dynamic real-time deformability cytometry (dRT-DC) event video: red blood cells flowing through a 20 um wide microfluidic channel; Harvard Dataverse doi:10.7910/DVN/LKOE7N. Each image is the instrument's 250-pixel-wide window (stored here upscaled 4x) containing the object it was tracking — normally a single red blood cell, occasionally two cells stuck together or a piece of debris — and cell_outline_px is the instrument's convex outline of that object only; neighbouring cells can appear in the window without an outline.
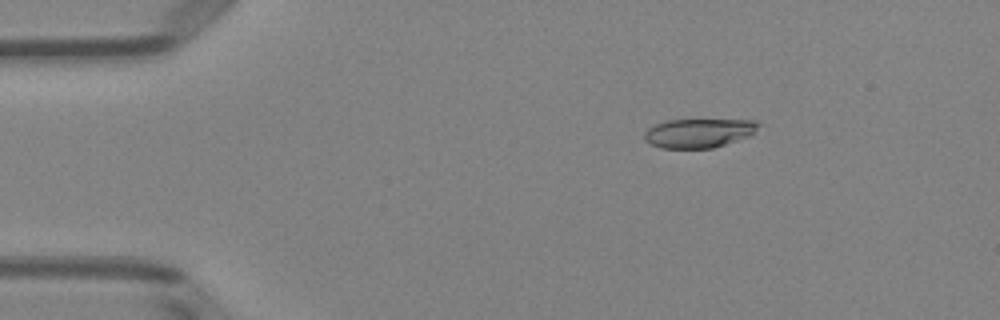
{"species": "Egyptian fruit bat (a non-hibernating species)", "species_latin": "Rousettus aegyptiacus", "temperature_condition": "room temperature", "stored_images_in_passage": 51, "camera_frame_rate_fps": 3000, "um_per_image_px": 0.085, "animal": {"sex": "female"}, "frame": {"image": 1, "passage_image": 8, "time_ms": 2.333, "image_size_px": [1000, 320], "cell_outline_px": [[764, 124], [748, 136], [712, 148], [660, 148], [644, 140], [644, 132], [648, 128], [656, 124], [668, 120], [756, 120]], "centroid_in_image_um": [59.4, 11.3], "position_along_channel_um": 25.6, "area_um2": 19.25}}
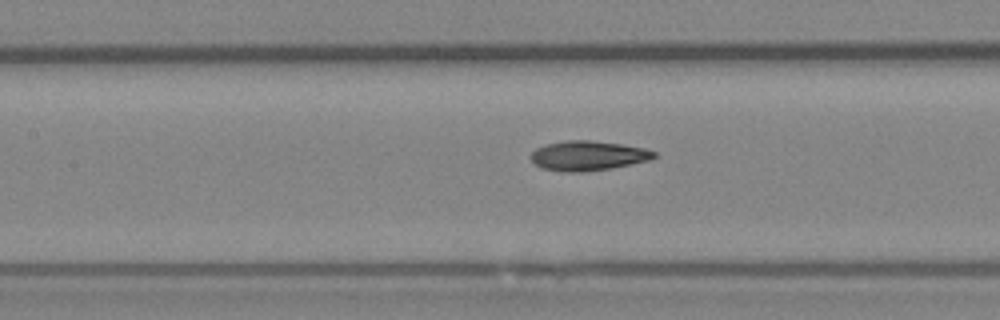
{"frame": {"image": 2, "passage_image": 23, "time_ms": 7.333, "image_size_px": [1000, 320], "cell_outline_px": [[656, 156], [648, 160], [632, 164], [612, 168], [584, 172], [560, 172], [540, 168], [528, 156], [536, 148], [544, 144], [564, 140], [592, 140], [620, 144], [644, 148], [656, 152]], "centroid_in_image_um": [49.92, 13.24], "position_along_channel_um": 157.5, "area_um2": 21.56}}
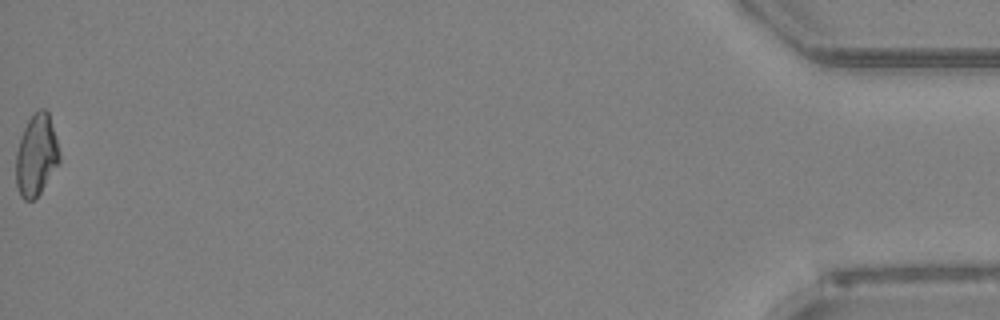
{"frame": {"image": 3, "passage_image": 51, "time_ms": 16.667, "image_size_px": [1000, 320], "cell_outline_px": [[60, 164], [40, 192], [32, 200], [24, 200], [20, 196], [16, 184], [16, 152], [24, 128], [28, 120], [40, 108], [44, 108], [48, 112], [56, 136], [60, 156]], "centroid_in_image_um": [3.1, 13.21], "position_along_channel_um": 432.1, "area_um2": 20.58}, "authors_computed_cell_mechanics": {"area_um2": 20.5768, "velocity_mm_per_s": 4.014, "shape_relaxation_time_tau1_ms": 8.1613, "shape_relaxation_time_tau2_ms": 3.3026, "deformation_change_tau1": 0.1926, "deformation_change_tau2": 0.0988}}